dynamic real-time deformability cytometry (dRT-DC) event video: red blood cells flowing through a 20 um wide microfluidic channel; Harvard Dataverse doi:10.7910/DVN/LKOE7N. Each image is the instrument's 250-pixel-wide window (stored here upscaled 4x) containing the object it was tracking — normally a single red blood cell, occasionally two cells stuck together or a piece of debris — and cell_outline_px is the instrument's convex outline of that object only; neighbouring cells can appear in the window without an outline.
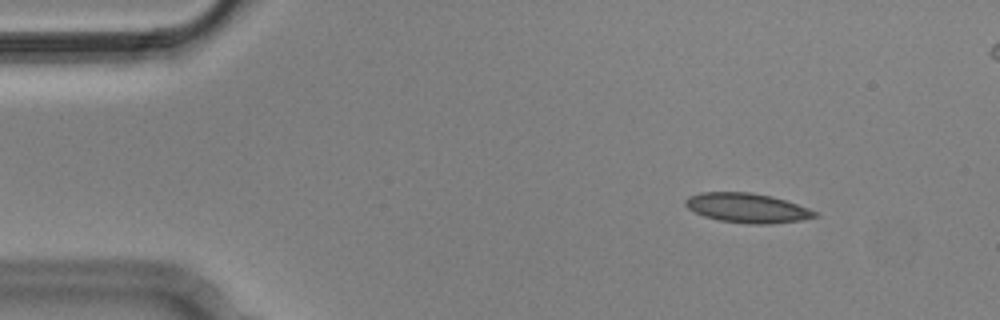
{"species": "Egyptian fruit bat (a non-hibernating species)", "species_latin": "Rousettus aegyptiacus", "temperature_condition": "cold", "stored_images_in_passage": 6, "camera_frame_rate_fps": 3000, "um_per_image_px": 0.085, "animal": {"sex": "male"}, "frame": {"image": 1, "passage_image": 2, "time_ms": 0.333, "image_size_px": [1000, 320], "cell_outline_px": [[820, 216], [800, 220], [768, 224], [752, 224], [720, 220], [704, 216], [688, 208], [684, 204], [684, 200], [688, 196], [700, 192], [752, 192], [772, 196], [808, 208], [816, 212]], "centroid_in_image_um": [63.49, 17.66], "position_along_channel_um": 21.5, "area_um2": 22.14}}